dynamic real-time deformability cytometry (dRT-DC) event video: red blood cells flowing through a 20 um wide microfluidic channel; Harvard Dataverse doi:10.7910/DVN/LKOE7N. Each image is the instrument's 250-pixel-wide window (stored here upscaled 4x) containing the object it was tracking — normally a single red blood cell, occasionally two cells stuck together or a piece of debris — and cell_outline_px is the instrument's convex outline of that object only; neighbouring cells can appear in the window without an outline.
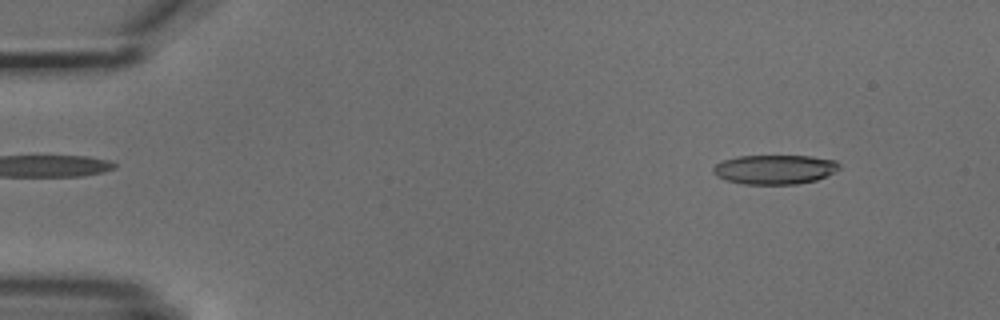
{"species": "common noctule bat (a hibernating species)", "species_latin": "Nyctalus noctula", "temperature_condition": "cold", "stored_images_in_passage": 4, "camera_frame_rate_fps": 3000, "um_per_image_px": 0.085, "animal": {"sex": "male", "body_mass_g": 18.8}, "frame": {"image": 1, "passage_image": 1, "time_ms": 0.0, "image_size_px": [1000, 320], "cell_outline_px": [[840, 168], [836, 172], [816, 180], [796, 184], [744, 184], [728, 180], [716, 176], [712, 172], [712, 168], [716, 164], [724, 160], [736, 156], [812, 156], [836, 160], [840, 164]], "centroid_in_image_um": [65.88, 14.4], "position_along_channel_um": 19.1, "area_um2": 21.68}}
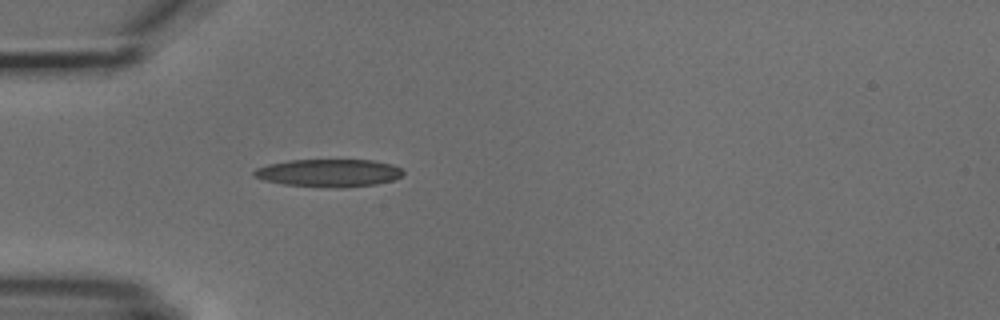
{"frame": {"image": 2, "passage_image": 4, "time_ms": 3.333, "image_size_px": [1000, 320], "cell_outline_px": [[404, 176], [392, 180], [376, 184], [344, 188], [336, 188], [284, 184], [264, 180], [252, 176], [252, 172], [256, 168], [268, 164], [288, 160], [372, 160], [392, 164], [400, 168], [404, 172]], "centroid_in_image_um": [27.95, 14.7], "position_along_channel_um": 57.0, "area_um2": 24.22}}